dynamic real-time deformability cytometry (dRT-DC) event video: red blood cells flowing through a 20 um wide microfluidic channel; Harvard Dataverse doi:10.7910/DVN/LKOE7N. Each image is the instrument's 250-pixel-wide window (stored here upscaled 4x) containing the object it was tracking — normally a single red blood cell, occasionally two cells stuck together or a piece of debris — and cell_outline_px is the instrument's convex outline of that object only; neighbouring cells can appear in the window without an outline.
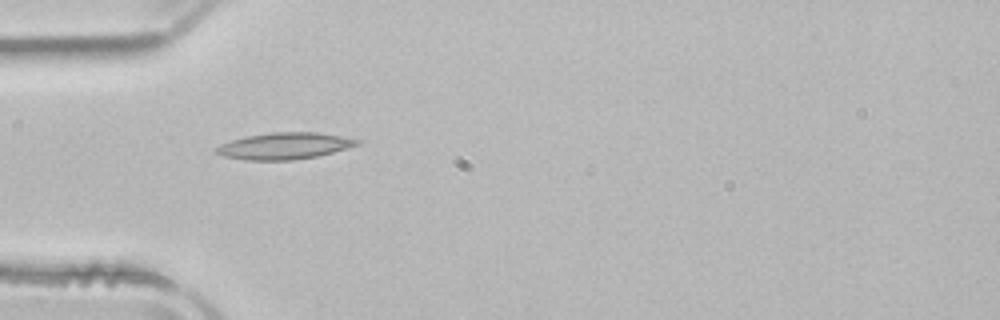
{"species": "common noctule bat (a hibernating species)", "species_latin": "Nyctalus noctula", "temperature_condition": "room temperature", "stored_images_in_passage": 8, "camera_frame_rate_fps": 3000, "um_per_image_px": 0.085, "animal": {"sex": "male", "body_mass_g": 21.5, "forearm_length_mm": 52.0}, "frame": {"image": 1, "passage_image": 1, "time_ms": 0.0, "image_size_px": [1000, 320], "cell_outline_px": [[360, 144], [332, 152], [316, 156], [292, 160], [244, 160], [220, 156], [212, 152], [212, 148], [220, 144], [244, 136], [272, 132], [316, 132], [340, 136], [360, 140]], "centroid_in_image_um": [24.06, 12.41], "position_along_channel_um": 60.9, "area_um2": 21.96}}
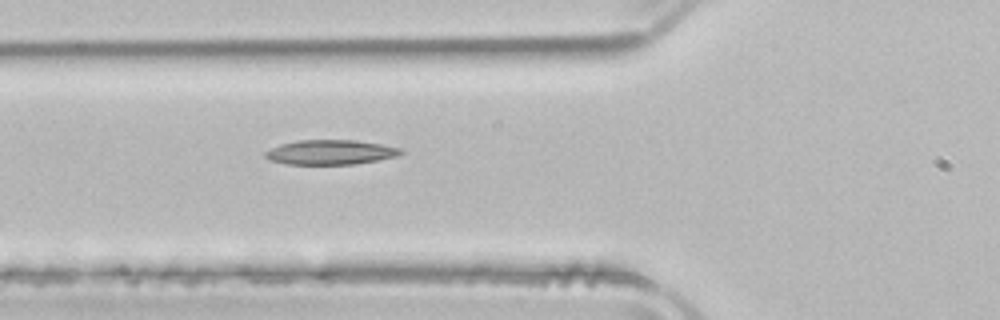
{"frame": {"image": 2, "passage_image": 4, "time_ms": 1.0, "image_size_px": [1000, 320], "cell_outline_px": [[404, 152], [396, 156], [356, 164], [288, 164], [268, 160], [264, 156], [264, 152], [280, 144], [296, 140], [356, 140], [404, 148]], "centroid_in_image_um": [28.08, 12.93], "position_along_channel_um": 97.7, "area_um2": 19.54}}
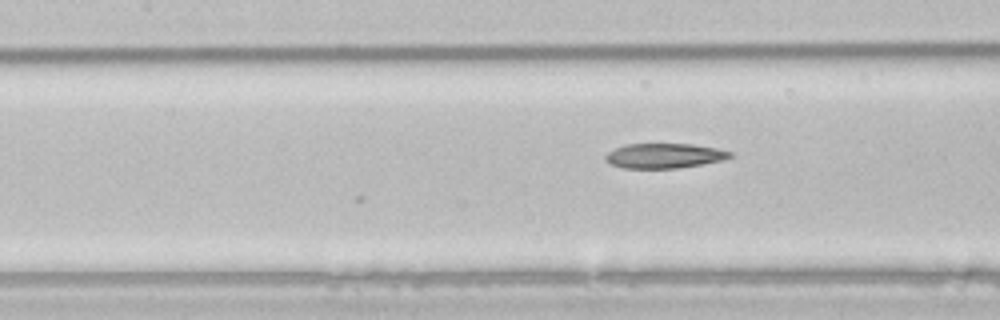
{"frame": {"image": 3, "passage_image": 8, "time_ms": 2.333, "image_size_px": [1000, 320], "cell_outline_px": [[732, 156], [720, 160], [700, 164], [676, 168], [624, 168], [612, 164], [604, 160], [604, 156], [608, 152], [624, 144], [692, 144], [716, 148], [732, 152]], "centroid_in_image_um": [56.41, 13.23], "position_along_channel_um": 151.0, "area_um2": 17.8}}